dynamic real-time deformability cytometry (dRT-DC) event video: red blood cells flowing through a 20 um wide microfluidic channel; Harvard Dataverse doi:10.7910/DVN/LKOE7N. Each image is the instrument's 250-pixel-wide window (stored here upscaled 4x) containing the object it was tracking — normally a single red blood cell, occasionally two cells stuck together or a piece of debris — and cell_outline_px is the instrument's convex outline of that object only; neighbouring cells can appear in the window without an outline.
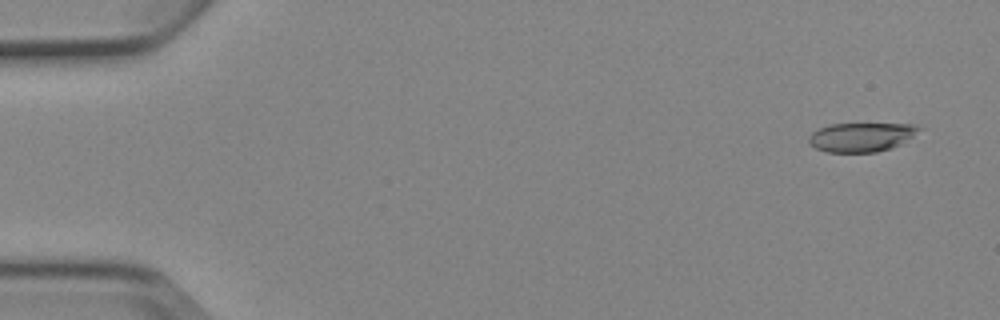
{"species": "Egyptian fruit bat (a non-hibernating species)", "species_latin": "Rousettus aegyptiacus", "temperature_condition": "cold", "stored_images_in_passage": 7, "camera_frame_rate_fps": 3000, "um_per_image_px": 0.085, "animal": {"sex": "female"}, "frame": {"image": 1, "passage_image": 1, "time_ms": 0.0, "image_size_px": [1000, 320], "cell_outline_px": [[928, 128], [900, 144], [892, 148], [876, 152], [828, 152], [816, 148], [808, 140], [808, 136], [812, 132], [820, 128], [832, 124], [912, 124]], "centroid_in_image_um": [73.3, 11.64], "position_along_channel_um": 11.7, "area_um2": 18.79}}
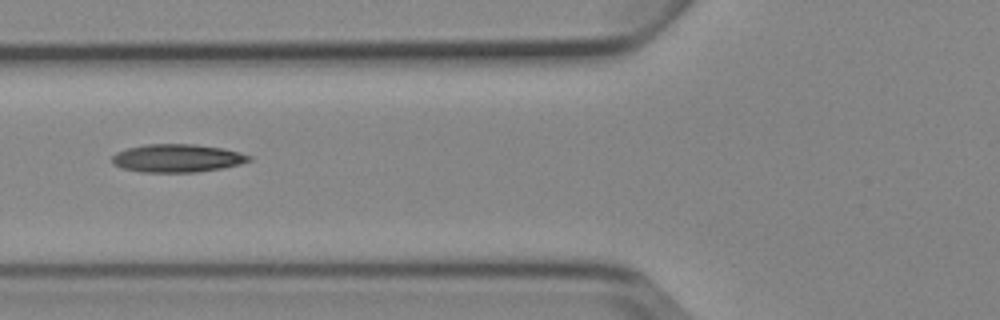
{"frame": {"image": 2, "passage_image": 6, "time_ms": 6.0, "image_size_px": [1000, 320], "cell_outline_px": [[252, 160], [240, 164], [220, 168], [196, 172], [140, 172], [120, 168], [112, 164], [112, 156], [116, 152], [128, 148], [144, 144], [196, 144], [224, 148], [240, 152], [252, 156]], "centroid_in_image_um": [15.05, 13.44], "position_along_channel_um": 110.7, "area_um2": 22.6}}
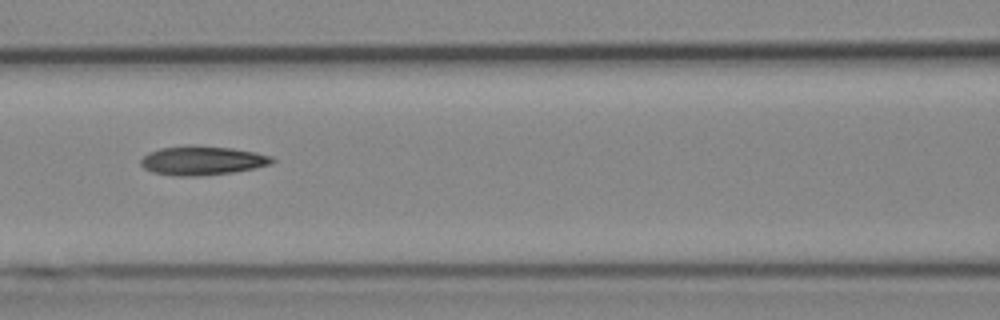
{"frame": {"image": 3, "passage_image": 7, "time_ms": 7.0, "image_size_px": [1000, 320], "cell_outline_px": [[276, 160], [272, 164], [256, 168], [232, 172], [200, 176], [176, 176], [152, 172], [144, 168], [140, 164], [140, 160], [148, 152], [160, 148], [188, 144], [232, 148], [256, 152], [272, 156]], "centroid_in_image_um": [17.2, 13.63], "position_along_channel_um": 149.4, "area_um2": 22.54}}